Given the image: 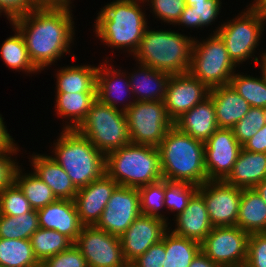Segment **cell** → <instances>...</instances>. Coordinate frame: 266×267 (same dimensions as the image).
Instances as JSON below:
<instances>
[{"instance_id":"cell-35","label":"cell","mask_w":266,"mask_h":267,"mask_svg":"<svg viewBox=\"0 0 266 267\" xmlns=\"http://www.w3.org/2000/svg\"><path fill=\"white\" fill-rule=\"evenodd\" d=\"M220 0H206L193 2L190 6H185L181 16L175 23L176 26H187L190 28H199L209 26L211 22H215L221 12Z\"/></svg>"},{"instance_id":"cell-21","label":"cell","mask_w":266,"mask_h":267,"mask_svg":"<svg viewBox=\"0 0 266 267\" xmlns=\"http://www.w3.org/2000/svg\"><path fill=\"white\" fill-rule=\"evenodd\" d=\"M219 128L231 129L251 108L250 104L228 84L209 90Z\"/></svg>"},{"instance_id":"cell-6","label":"cell","mask_w":266,"mask_h":267,"mask_svg":"<svg viewBox=\"0 0 266 267\" xmlns=\"http://www.w3.org/2000/svg\"><path fill=\"white\" fill-rule=\"evenodd\" d=\"M106 174L118 186L139 188L163 179L158 147L129 143L106 154Z\"/></svg>"},{"instance_id":"cell-30","label":"cell","mask_w":266,"mask_h":267,"mask_svg":"<svg viewBox=\"0 0 266 267\" xmlns=\"http://www.w3.org/2000/svg\"><path fill=\"white\" fill-rule=\"evenodd\" d=\"M166 256L163 267H189L201 251V244L176 235L170 229L165 233Z\"/></svg>"},{"instance_id":"cell-40","label":"cell","mask_w":266,"mask_h":267,"mask_svg":"<svg viewBox=\"0 0 266 267\" xmlns=\"http://www.w3.org/2000/svg\"><path fill=\"white\" fill-rule=\"evenodd\" d=\"M266 124L264 109L251 107L246 115L231 129L234 137L243 146Z\"/></svg>"},{"instance_id":"cell-51","label":"cell","mask_w":266,"mask_h":267,"mask_svg":"<svg viewBox=\"0 0 266 267\" xmlns=\"http://www.w3.org/2000/svg\"><path fill=\"white\" fill-rule=\"evenodd\" d=\"M253 189L256 191V193L259 194L262 200L266 203V179L257 184Z\"/></svg>"},{"instance_id":"cell-41","label":"cell","mask_w":266,"mask_h":267,"mask_svg":"<svg viewBox=\"0 0 266 267\" xmlns=\"http://www.w3.org/2000/svg\"><path fill=\"white\" fill-rule=\"evenodd\" d=\"M32 210L29 201L16 183L0 191L1 215L18 216Z\"/></svg>"},{"instance_id":"cell-11","label":"cell","mask_w":266,"mask_h":267,"mask_svg":"<svg viewBox=\"0 0 266 267\" xmlns=\"http://www.w3.org/2000/svg\"><path fill=\"white\" fill-rule=\"evenodd\" d=\"M249 235L238 226L213 227L201 251L220 267H244Z\"/></svg>"},{"instance_id":"cell-18","label":"cell","mask_w":266,"mask_h":267,"mask_svg":"<svg viewBox=\"0 0 266 267\" xmlns=\"http://www.w3.org/2000/svg\"><path fill=\"white\" fill-rule=\"evenodd\" d=\"M118 184L106 173L78 189L74 197L77 214L84 226H95Z\"/></svg>"},{"instance_id":"cell-43","label":"cell","mask_w":266,"mask_h":267,"mask_svg":"<svg viewBox=\"0 0 266 267\" xmlns=\"http://www.w3.org/2000/svg\"><path fill=\"white\" fill-rule=\"evenodd\" d=\"M244 267H266V232L249 235Z\"/></svg>"},{"instance_id":"cell-29","label":"cell","mask_w":266,"mask_h":267,"mask_svg":"<svg viewBox=\"0 0 266 267\" xmlns=\"http://www.w3.org/2000/svg\"><path fill=\"white\" fill-rule=\"evenodd\" d=\"M97 69L89 64L61 67L56 73V93L97 92Z\"/></svg>"},{"instance_id":"cell-38","label":"cell","mask_w":266,"mask_h":267,"mask_svg":"<svg viewBox=\"0 0 266 267\" xmlns=\"http://www.w3.org/2000/svg\"><path fill=\"white\" fill-rule=\"evenodd\" d=\"M198 191V186L185 181H172L165 179V200L164 207L170 212L182 213L192 198Z\"/></svg>"},{"instance_id":"cell-15","label":"cell","mask_w":266,"mask_h":267,"mask_svg":"<svg viewBox=\"0 0 266 267\" xmlns=\"http://www.w3.org/2000/svg\"><path fill=\"white\" fill-rule=\"evenodd\" d=\"M208 180L224 181L232 172L242 145L232 129L218 128L204 143Z\"/></svg>"},{"instance_id":"cell-26","label":"cell","mask_w":266,"mask_h":267,"mask_svg":"<svg viewBox=\"0 0 266 267\" xmlns=\"http://www.w3.org/2000/svg\"><path fill=\"white\" fill-rule=\"evenodd\" d=\"M129 74L133 101H164L170 74L140 64ZM137 97V98H136Z\"/></svg>"},{"instance_id":"cell-57","label":"cell","mask_w":266,"mask_h":267,"mask_svg":"<svg viewBox=\"0 0 266 267\" xmlns=\"http://www.w3.org/2000/svg\"><path fill=\"white\" fill-rule=\"evenodd\" d=\"M263 109H264V116H265V121H266V107H264Z\"/></svg>"},{"instance_id":"cell-33","label":"cell","mask_w":266,"mask_h":267,"mask_svg":"<svg viewBox=\"0 0 266 267\" xmlns=\"http://www.w3.org/2000/svg\"><path fill=\"white\" fill-rule=\"evenodd\" d=\"M22 171L19 166L15 174V183L23 191L34 210L41 209L57 200L51 188L34 172L24 174Z\"/></svg>"},{"instance_id":"cell-25","label":"cell","mask_w":266,"mask_h":267,"mask_svg":"<svg viewBox=\"0 0 266 267\" xmlns=\"http://www.w3.org/2000/svg\"><path fill=\"white\" fill-rule=\"evenodd\" d=\"M266 179V153L241 149L232 172L224 180L227 184L251 189Z\"/></svg>"},{"instance_id":"cell-32","label":"cell","mask_w":266,"mask_h":267,"mask_svg":"<svg viewBox=\"0 0 266 267\" xmlns=\"http://www.w3.org/2000/svg\"><path fill=\"white\" fill-rule=\"evenodd\" d=\"M12 29L15 30V35L6 38L0 47L1 59L6 67L29 74L40 72L28 56L26 44L20 31L14 26Z\"/></svg>"},{"instance_id":"cell-17","label":"cell","mask_w":266,"mask_h":267,"mask_svg":"<svg viewBox=\"0 0 266 267\" xmlns=\"http://www.w3.org/2000/svg\"><path fill=\"white\" fill-rule=\"evenodd\" d=\"M209 88L189 72L171 75L165 93L164 105L175 121L209 95Z\"/></svg>"},{"instance_id":"cell-23","label":"cell","mask_w":266,"mask_h":267,"mask_svg":"<svg viewBox=\"0 0 266 267\" xmlns=\"http://www.w3.org/2000/svg\"><path fill=\"white\" fill-rule=\"evenodd\" d=\"M33 154L30 158L33 172L51 188L56 198L74 200L78 189L65 170L51 156Z\"/></svg>"},{"instance_id":"cell-10","label":"cell","mask_w":266,"mask_h":267,"mask_svg":"<svg viewBox=\"0 0 266 267\" xmlns=\"http://www.w3.org/2000/svg\"><path fill=\"white\" fill-rule=\"evenodd\" d=\"M131 143L158 147L167 131L174 125L163 101L124 102Z\"/></svg>"},{"instance_id":"cell-56","label":"cell","mask_w":266,"mask_h":267,"mask_svg":"<svg viewBox=\"0 0 266 267\" xmlns=\"http://www.w3.org/2000/svg\"><path fill=\"white\" fill-rule=\"evenodd\" d=\"M123 267H137L133 262H127Z\"/></svg>"},{"instance_id":"cell-13","label":"cell","mask_w":266,"mask_h":267,"mask_svg":"<svg viewBox=\"0 0 266 267\" xmlns=\"http://www.w3.org/2000/svg\"><path fill=\"white\" fill-rule=\"evenodd\" d=\"M197 192L204 198L213 227L237 225L242 188L225 181L208 180L198 186Z\"/></svg>"},{"instance_id":"cell-22","label":"cell","mask_w":266,"mask_h":267,"mask_svg":"<svg viewBox=\"0 0 266 267\" xmlns=\"http://www.w3.org/2000/svg\"><path fill=\"white\" fill-rule=\"evenodd\" d=\"M174 126L194 139L205 141L219 128L215 107L208 96L174 121Z\"/></svg>"},{"instance_id":"cell-27","label":"cell","mask_w":266,"mask_h":267,"mask_svg":"<svg viewBox=\"0 0 266 267\" xmlns=\"http://www.w3.org/2000/svg\"><path fill=\"white\" fill-rule=\"evenodd\" d=\"M55 96L56 115L69 120L63 129L75 130L96 101L97 92L56 93Z\"/></svg>"},{"instance_id":"cell-37","label":"cell","mask_w":266,"mask_h":267,"mask_svg":"<svg viewBox=\"0 0 266 267\" xmlns=\"http://www.w3.org/2000/svg\"><path fill=\"white\" fill-rule=\"evenodd\" d=\"M251 107H266V81L261 77L234 73L229 83Z\"/></svg>"},{"instance_id":"cell-50","label":"cell","mask_w":266,"mask_h":267,"mask_svg":"<svg viewBox=\"0 0 266 267\" xmlns=\"http://www.w3.org/2000/svg\"><path fill=\"white\" fill-rule=\"evenodd\" d=\"M189 267H220L210 258H208L202 251L192 260Z\"/></svg>"},{"instance_id":"cell-24","label":"cell","mask_w":266,"mask_h":267,"mask_svg":"<svg viewBox=\"0 0 266 267\" xmlns=\"http://www.w3.org/2000/svg\"><path fill=\"white\" fill-rule=\"evenodd\" d=\"M107 65L109 66L107 67ZM107 65L105 62L98 65L96 73L97 99L103 104L119 109L118 103L124 102L123 99L127 97V93L132 95L129 76L121 69L116 70L110 64ZM124 94L126 97L123 96Z\"/></svg>"},{"instance_id":"cell-46","label":"cell","mask_w":266,"mask_h":267,"mask_svg":"<svg viewBox=\"0 0 266 267\" xmlns=\"http://www.w3.org/2000/svg\"><path fill=\"white\" fill-rule=\"evenodd\" d=\"M39 4L36 0H0V10L5 13L9 23L14 19L26 15Z\"/></svg>"},{"instance_id":"cell-14","label":"cell","mask_w":266,"mask_h":267,"mask_svg":"<svg viewBox=\"0 0 266 267\" xmlns=\"http://www.w3.org/2000/svg\"><path fill=\"white\" fill-rule=\"evenodd\" d=\"M140 214L138 188L117 186L95 226L120 237Z\"/></svg>"},{"instance_id":"cell-16","label":"cell","mask_w":266,"mask_h":267,"mask_svg":"<svg viewBox=\"0 0 266 267\" xmlns=\"http://www.w3.org/2000/svg\"><path fill=\"white\" fill-rule=\"evenodd\" d=\"M168 221L140 214L128 229L119 237L126 262H133L152 245L163 240L170 229Z\"/></svg>"},{"instance_id":"cell-44","label":"cell","mask_w":266,"mask_h":267,"mask_svg":"<svg viewBox=\"0 0 266 267\" xmlns=\"http://www.w3.org/2000/svg\"><path fill=\"white\" fill-rule=\"evenodd\" d=\"M41 267H88L85 257L73 243L67 250L47 258Z\"/></svg>"},{"instance_id":"cell-5","label":"cell","mask_w":266,"mask_h":267,"mask_svg":"<svg viewBox=\"0 0 266 267\" xmlns=\"http://www.w3.org/2000/svg\"><path fill=\"white\" fill-rule=\"evenodd\" d=\"M53 143L51 158L67 173L77 189L106 173V155L76 130L63 129Z\"/></svg>"},{"instance_id":"cell-39","label":"cell","mask_w":266,"mask_h":267,"mask_svg":"<svg viewBox=\"0 0 266 267\" xmlns=\"http://www.w3.org/2000/svg\"><path fill=\"white\" fill-rule=\"evenodd\" d=\"M140 212L144 215L155 216L167 221L159 211L164 207L165 179L138 188Z\"/></svg>"},{"instance_id":"cell-3","label":"cell","mask_w":266,"mask_h":267,"mask_svg":"<svg viewBox=\"0 0 266 267\" xmlns=\"http://www.w3.org/2000/svg\"><path fill=\"white\" fill-rule=\"evenodd\" d=\"M158 149L164 179L190 182L197 186L207 181L204 142L173 125Z\"/></svg>"},{"instance_id":"cell-47","label":"cell","mask_w":266,"mask_h":267,"mask_svg":"<svg viewBox=\"0 0 266 267\" xmlns=\"http://www.w3.org/2000/svg\"><path fill=\"white\" fill-rule=\"evenodd\" d=\"M166 256L165 235L163 240L152 245L144 254L139 256L133 263L137 267H163Z\"/></svg>"},{"instance_id":"cell-1","label":"cell","mask_w":266,"mask_h":267,"mask_svg":"<svg viewBox=\"0 0 266 267\" xmlns=\"http://www.w3.org/2000/svg\"><path fill=\"white\" fill-rule=\"evenodd\" d=\"M72 17L70 5H39L11 21L23 36L28 56L40 72L70 52L75 35Z\"/></svg>"},{"instance_id":"cell-42","label":"cell","mask_w":266,"mask_h":267,"mask_svg":"<svg viewBox=\"0 0 266 267\" xmlns=\"http://www.w3.org/2000/svg\"><path fill=\"white\" fill-rule=\"evenodd\" d=\"M152 8L155 18L170 25L177 22L186 4L184 0H144Z\"/></svg>"},{"instance_id":"cell-49","label":"cell","mask_w":266,"mask_h":267,"mask_svg":"<svg viewBox=\"0 0 266 267\" xmlns=\"http://www.w3.org/2000/svg\"><path fill=\"white\" fill-rule=\"evenodd\" d=\"M6 127L0 115V151L19 150L17 144L14 143L15 140L10 136Z\"/></svg>"},{"instance_id":"cell-54","label":"cell","mask_w":266,"mask_h":267,"mask_svg":"<svg viewBox=\"0 0 266 267\" xmlns=\"http://www.w3.org/2000/svg\"><path fill=\"white\" fill-rule=\"evenodd\" d=\"M252 4L266 17V0H254Z\"/></svg>"},{"instance_id":"cell-7","label":"cell","mask_w":266,"mask_h":267,"mask_svg":"<svg viewBox=\"0 0 266 267\" xmlns=\"http://www.w3.org/2000/svg\"><path fill=\"white\" fill-rule=\"evenodd\" d=\"M75 130L105 155L131 143L125 112L98 99Z\"/></svg>"},{"instance_id":"cell-4","label":"cell","mask_w":266,"mask_h":267,"mask_svg":"<svg viewBox=\"0 0 266 267\" xmlns=\"http://www.w3.org/2000/svg\"><path fill=\"white\" fill-rule=\"evenodd\" d=\"M194 39L172 30H149L147 27L133 58L138 64L170 75L187 73Z\"/></svg>"},{"instance_id":"cell-2","label":"cell","mask_w":266,"mask_h":267,"mask_svg":"<svg viewBox=\"0 0 266 267\" xmlns=\"http://www.w3.org/2000/svg\"><path fill=\"white\" fill-rule=\"evenodd\" d=\"M139 2L145 4L144 0H114L97 13L95 33L101 43L135 53L149 27Z\"/></svg>"},{"instance_id":"cell-34","label":"cell","mask_w":266,"mask_h":267,"mask_svg":"<svg viewBox=\"0 0 266 267\" xmlns=\"http://www.w3.org/2000/svg\"><path fill=\"white\" fill-rule=\"evenodd\" d=\"M34 256L41 264L47 258L67 250L73 242L56 230L38 228L30 237Z\"/></svg>"},{"instance_id":"cell-9","label":"cell","mask_w":266,"mask_h":267,"mask_svg":"<svg viewBox=\"0 0 266 267\" xmlns=\"http://www.w3.org/2000/svg\"><path fill=\"white\" fill-rule=\"evenodd\" d=\"M199 42L194 39L189 73L209 89L228 85L236 67L217 33Z\"/></svg>"},{"instance_id":"cell-52","label":"cell","mask_w":266,"mask_h":267,"mask_svg":"<svg viewBox=\"0 0 266 267\" xmlns=\"http://www.w3.org/2000/svg\"><path fill=\"white\" fill-rule=\"evenodd\" d=\"M39 5H70L71 0H36Z\"/></svg>"},{"instance_id":"cell-20","label":"cell","mask_w":266,"mask_h":267,"mask_svg":"<svg viewBox=\"0 0 266 267\" xmlns=\"http://www.w3.org/2000/svg\"><path fill=\"white\" fill-rule=\"evenodd\" d=\"M175 228L171 231L176 235L202 243L213 226L207 212L204 198L196 192L189 200L186 209L176 216Z\"/></svg>"},{"instance_id":"cell-53","label":"cell","mask_w":266,"mask_h":267,"mask_svg":"<svg viewBox=\"0 0 266 267\" xmlns=\"http://www.w3.org/2000/svg\"><path fill=\"white\" fill-rule=\"evenodd\" d=\"M261 58H258L257 65L261 68V75L263 79L266 81V50L260 55ZM260 59V61H259Z\"/></svg>"},{"instance_id":"cell-8","label":"cell","mask_w":266,"mask_h":267,"mask_svg":"<svg viewBox=\"0 0 266 267\" xmlns=\"http://www.w3.org/2000/svg\"><path fill=\"white\" fill-rule=\"evenodd\" d=\"M246 9L235 19L223 22L214 32L223 40L229 57L238 66L250 58L257 63L254 53L266 23V17L253 4Z\"/></svg>"},{"instance_id":"cell-45","label":"cell","mask_w":266,"mask_h":267,"mask_svg":"<svg viewBox=\"0 0 266 267\" xmlns=\"http://www.w3.org/2000/svg\"><path fill=\"white\" fill-rule=\"evenodd\" d=\"M19 151H0V191L15 183V174L19 168V163L14 161L12 155L14 156Z\"/></svg>"},{"instance_id":"cell-55","label":"cell","mask_w":266,"mask_h":267,"mask_svg":"<svg viewBox=\"0 0 266 267\" xmlns=\"http://www.w3.org/2000/svg\"><path fill=\"white\" fill-rule=\"evenodd\" d=\"M186 6H190L193 4V2H199V1H206V0H184Z\"/></svg>"},{"instance_id":"cell-31","label":"cell","mask_w":266,"mask_h":267,"mask_svg":"<svg viewBox=\"0 0 266 267\" xmlns=\"http://www.w3.org/2000/svg\"><path fill=\"white\" fill-rule=\"evenodd\" d=\"M0 265L3 267H41L29 239L0 238Z\"/></svg>"},{"instance_id":"cell-48","label":"cell","mask_w":266,"mask_h":267,"mask_svg":"<svg viewBox=\"0 0 266 267\" xmlns=\"http://www.w3.org/2000/svg\"><path fill=\"white\" fill-rule=\"evenodd\" d=\"M242 148L251 152L266 153V124Z\"/></svg>"},{"instance_id":"cell-12","label":"cell","mask_w":266,"mask_h":267,"mask_svg":"<svg viewBox=\"0 0 266 267\" xmlns=\"http://www.w3.org/2000/svg\"><path fill=\"white\" fill-rule=\"evenodd\" d=\"M74 244L85 257L88 267H123L127 263L119 236L94 225L83 226Z\"/></svg>"},{"instance_id":"cell-28","label":"cell","mask_w":266,"mask_h":267,"mask_svg":"<svg viewBox=\"0 0 266 267\" xmlns=\"http://www.w3.org/2000/svg\"><path fill=\"white\" fill-rule=\"evenodd\" d=\"M236 226L249 234L266 232V203L253 188L242 189Z\"/></svg>"},{"instance_id":"cell-19","label":"cell","mask_w":266,"mask_h":267,"mask_svg":"<svg viewBox=\"0 0 266 267\" xmlns=\"http://www.w3.org/2000/svg\"><path fill=\"white\" fill-rule=\"evenodd\" d=\"M37 214L40 228L56 230L68 237L73 243L84 226L77 214L74 200L57 199L55 202L38 209Z\"/></svg>"},{"instance_id":"cell-36","label":"cell","mask_w":266,"mask_h":267,"mask_svg":"<svg viewBox=\"0 0 266 267\" xmlns=\"http://www.w3.org/2000/svg\"><path fill=\"white\" fill-rule=\"evenodd\" d=\"M39 228L37 210L18 216L0 214V238L30 239Z\"/></svg>"}]
</instances>
